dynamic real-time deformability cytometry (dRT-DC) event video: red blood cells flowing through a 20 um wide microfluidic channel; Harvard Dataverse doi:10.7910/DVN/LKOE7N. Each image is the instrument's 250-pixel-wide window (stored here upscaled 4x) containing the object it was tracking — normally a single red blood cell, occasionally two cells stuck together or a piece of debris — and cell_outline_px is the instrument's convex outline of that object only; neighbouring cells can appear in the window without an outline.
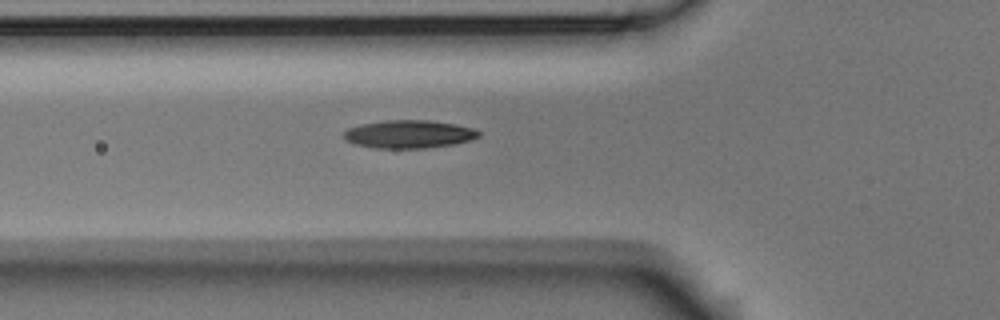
{"species": "Egyptian fruit bat (a non-hibernating species)", "species_latin": "Rousettus aegyptiacus", "temperature_condition": "room temperature", "stored_images_in_passage": 5, "camera_frame_rate_fps": 3000, "um_per_image_px": 0.085, "animal": {"sex": "male"}, "frame": {"image": 1, "passage_image": 5, "time_ms": 1.333, "image_size_px": [1000, 320], "cell_outline_px": [[480, 136], [472, 140], [452, 144], [424, 148], [372, 148], [352, 144], [344, 140], [344, 132], [348, 128], [360, 124], [384, 120], [428, 120], [456, 124], [476, 128], [480, 132]], "centroid_in_image_um": [34.75, 11.4], "position_along_channel_um": 91.1, "area_um2": 22.31}}